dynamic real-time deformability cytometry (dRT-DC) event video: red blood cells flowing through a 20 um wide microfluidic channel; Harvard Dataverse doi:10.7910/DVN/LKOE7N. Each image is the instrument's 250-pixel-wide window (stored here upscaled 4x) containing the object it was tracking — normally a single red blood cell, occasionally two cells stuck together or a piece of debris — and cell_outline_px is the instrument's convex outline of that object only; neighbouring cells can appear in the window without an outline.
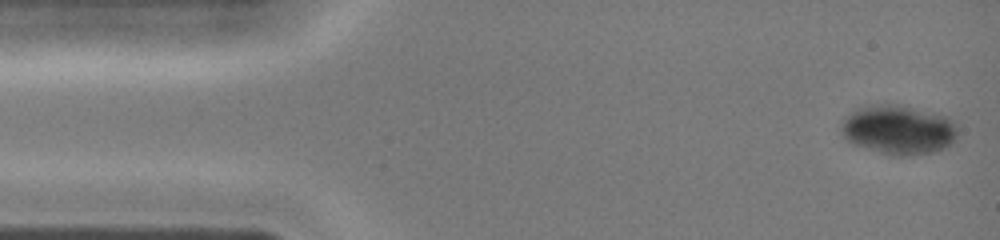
{"species": "common noctule bat (a hibernating species)", "species_latin": "Nyctalus noctula", "temperature_condition": "cold", "stored_images_in_passage": 40, "camera_frame_rate_fps": 3000, "um_per_image_px": 0.085, "animal": {"sex": "female", "body_mass_g": 19.0, "forearm_length_mm": 51.5}, "frame": {"image": 1, "passage_image": 1, "time_ms": 0.0, "image_size_px": [1000, 240], "cell_outline_px": [[956, 136], [952, 144], [936, 152], [912, 156], [896, 156], [880, 152], [856, 144], [848, 140], [840, 132], [840, 124], [856, 108], [868, 104], [900, 104], [948, 116], [956, 124]], "centroid_in_image_um": [76.39, 11.02], "position_along_channel_um": 8.6, "area_um2": 33.7}}